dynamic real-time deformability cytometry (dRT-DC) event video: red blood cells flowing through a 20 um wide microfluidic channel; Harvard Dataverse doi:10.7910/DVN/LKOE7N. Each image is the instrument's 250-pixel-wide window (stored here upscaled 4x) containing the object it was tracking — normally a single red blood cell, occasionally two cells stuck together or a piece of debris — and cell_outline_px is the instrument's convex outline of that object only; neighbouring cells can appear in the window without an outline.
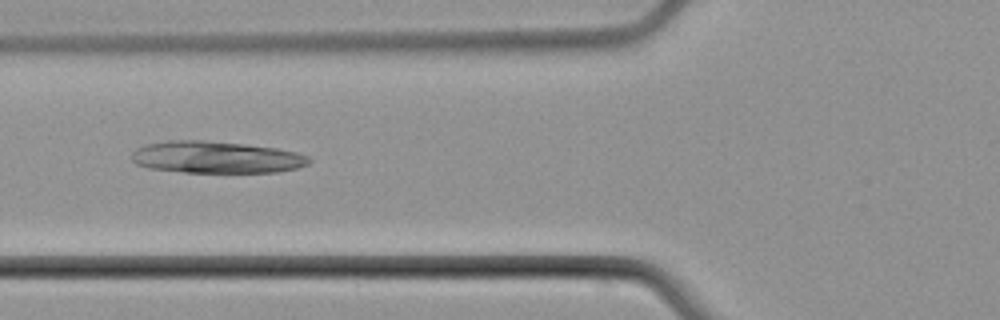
{"species": "common noctule bat (a hibernating species)", "species_latin": "Nyctalus noctula", "temperature_condition": "cold", "stored_images_in_passage": 2, "camera_frame_rate_fps": 3000, "um_per_image_px": 0.085, "animal": {"sex": "male", "body_mass_g": 21.5, "forearm_length_mm": 52.0}, "frame": {"image": 1, "passage_image": 2, "time_ms": 1.333, "image_size_px": [1000, 320], "cell_outline_px": [[312, 160], [308, 164], [296, 168], [276, 172], [184, 172], [148, 168], [136, 164], [132, 160], [132, 152], [136, 148], [144, 144], [168, 140], [200, 140], [244, 144], [276, 148], [296, 152], [308, 156]], "centroid_in_image_um": [18.34, 13.36], "position_along_channel_um": 107.5, "area_um2": 33.0}}